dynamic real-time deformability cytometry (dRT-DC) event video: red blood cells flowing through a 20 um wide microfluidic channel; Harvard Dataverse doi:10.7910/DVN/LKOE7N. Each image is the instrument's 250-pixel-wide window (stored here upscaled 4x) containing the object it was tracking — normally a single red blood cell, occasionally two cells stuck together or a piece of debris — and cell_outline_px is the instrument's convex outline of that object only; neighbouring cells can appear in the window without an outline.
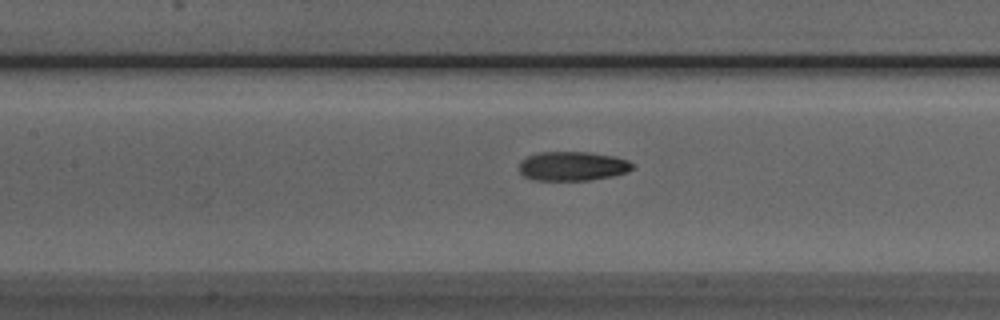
{"species": "Egyptian fruit bat (a non-hibernating species)", "species_latin": "Rousettus aegyptiacus", "temperature_condition": "room temperature", "stored_images_in_passage": 35, "camera_frame_rate_fps": 3000, "um_per_image_px": 0.085, "animal": {"sex": "male"}, "frame": {"image": 1, "passage_image": 14, "time_ms": 4.333, "image_size_px": [1000, 320], "cell_outline_px": [[632, 168], [624, 172], [612, 176], [588, 180], [536, 180], [524, 176], [520, 172], [520, 160], [536, 152], [588, 152], [612, 156], [628, 160], [632, 164]], "centroid_in_image_um": [48.61, 14.11], "position_along_channel_um": 158.8, "area_um2": 19.07}}
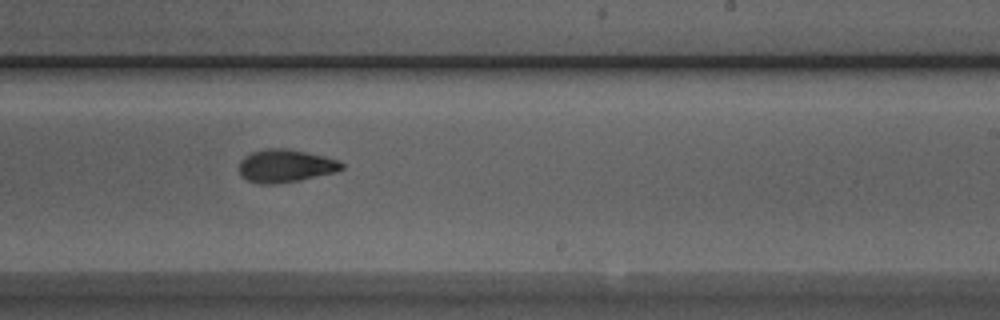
{"frame": {"image": 2, "passage_image": 22, "time_ms": 7.0, "image_size_px": [1000, 320], "cell_outline_px": [[344, 168], [336, 172], [300, 180], [272, 184], [260, 184], [248, 180], [240, 176], [240, 160], [244, 156], [252, 152], [264, 148], [288, 148], [308, 152], [340, 160], [344, 164]], "centroid_in_image_um": [24.28, 14.09], "position_along_channel_um": 264.7, "area_um2": 19.88}}
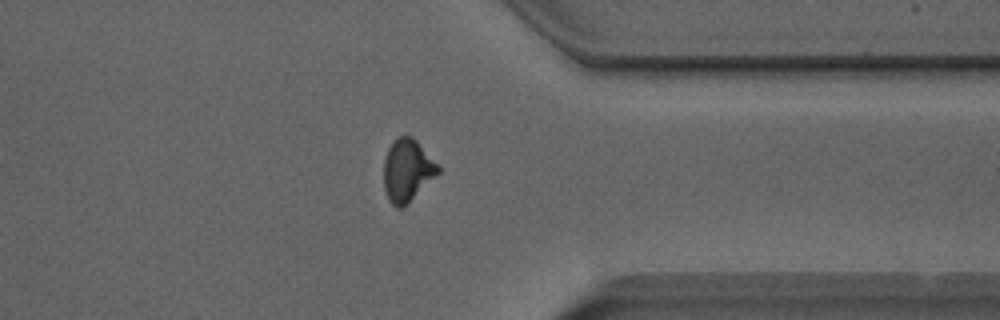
{"frame": {"image": 3, "passage_image": 31, "time_ms": 10.0, "image_size_px": [1000, 320], "cell_outline_px": [[440, 172], [400, 208], [396, 208], [388, 200], [384, 188], [384, 160], [388, 148], [396, 136], [412, 136], [416, 140], [440, 168]], "centroid_in_image_um": [34.58, 14.45], "position_along_channel_um": 376.8, "area_um2": 19.25}}